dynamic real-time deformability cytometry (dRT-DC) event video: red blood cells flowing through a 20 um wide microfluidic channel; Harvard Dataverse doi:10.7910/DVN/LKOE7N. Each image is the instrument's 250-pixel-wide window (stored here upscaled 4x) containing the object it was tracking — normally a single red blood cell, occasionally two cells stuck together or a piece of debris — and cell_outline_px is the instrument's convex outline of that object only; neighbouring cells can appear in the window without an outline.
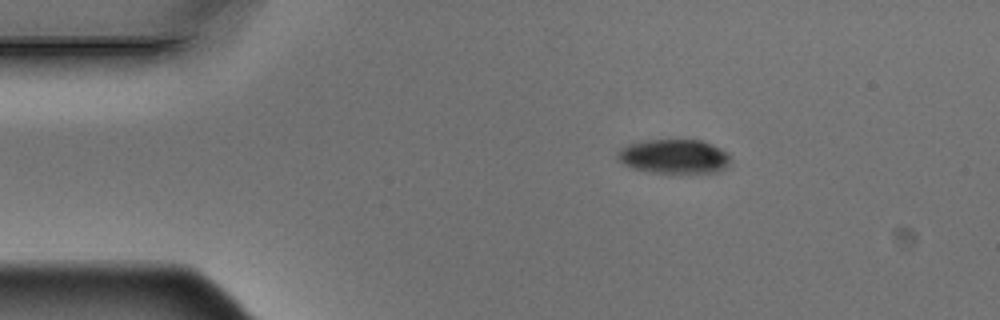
{"species": "Egyptian fruit bat (a non-hibernating species)", "species_latin": "Rousettus aegyptiacus", "temperature_condition": "warm", "stored_images_in_passage": 3, "camera_frame_rate_fps": 3000, "um_per_image_px": 0.085, "animal": {"sex": "male"}, "frame": {"image": 1, "passage_image": 1, "time_ms": 0.0, "image_size_px": [1000, 320], "cell_outline_px": [[732, 160], [720, 172], [680, 176], [648, 172], [632, 168], [616, 160], [616, 152], [620, 148], [628, 144], [644, 140], [704, 140], [728, 152]], "centroid_in_image_um": [57.31, 13.35], "position_along_channel_um": 27.7, "area_um2": 23.81}}
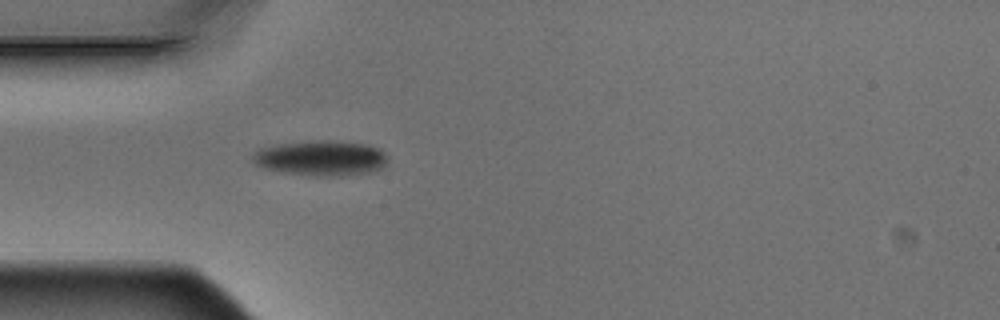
{"frame": {"image": 2, "passage_image": 3, "time_ms": 0.667, "image_size_px": [1000, 320], "cell_outline_px": [[388, 164], [384, 168], [372, 172], [340, 176], [308, 176], [280, 172], [264, 168], [252, 164], [252, 152], [260, 148], [276, 144], [324, 140], [328, 140], [368, 144], [380, 148], [388, 156]], "centroid_in_image_um": [27.3, 13.45], "position_along_channel_um": 57.7, "area_um2": 28.38}}